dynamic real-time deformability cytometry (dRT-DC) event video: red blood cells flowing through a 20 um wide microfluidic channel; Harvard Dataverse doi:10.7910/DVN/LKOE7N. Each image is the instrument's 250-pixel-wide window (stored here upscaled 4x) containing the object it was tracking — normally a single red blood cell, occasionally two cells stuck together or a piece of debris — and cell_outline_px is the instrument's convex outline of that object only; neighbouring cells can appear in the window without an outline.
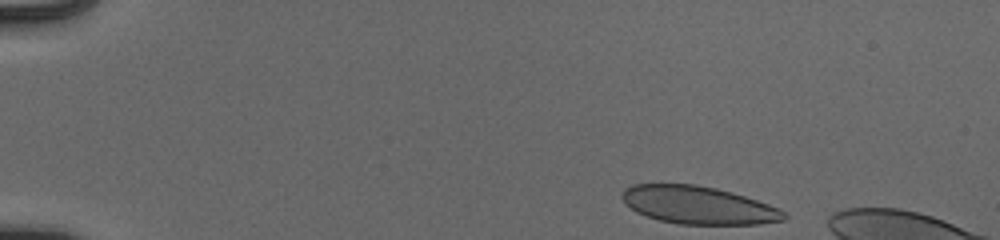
{"species": "human", "species_latin": "Homo sapiens", "temperature_condition": "cold", "stored_images_in_passage": 11, "camera_frame_rate_fps": 3000, "um_per_image_px": 0.085, "donor": {"sex": "male"}, "frame": {"image": 1, "passage_image": 1, "time_ms": 0.0, "image_size_px": [1000, 240], "cell_outline_px": [[788, 216], [784, 220], [760, 224], [676, 224], [660, 220], [636, 212], [624, 204], [620, 196], [624, 188], [632, 184], [696, 184], [716, 188], [732, 192], [780, 208]], "centroid_in_image_um": [59.32, 17.43], "position_along_channel_um": 25.7, "area_um2": 35.84}}